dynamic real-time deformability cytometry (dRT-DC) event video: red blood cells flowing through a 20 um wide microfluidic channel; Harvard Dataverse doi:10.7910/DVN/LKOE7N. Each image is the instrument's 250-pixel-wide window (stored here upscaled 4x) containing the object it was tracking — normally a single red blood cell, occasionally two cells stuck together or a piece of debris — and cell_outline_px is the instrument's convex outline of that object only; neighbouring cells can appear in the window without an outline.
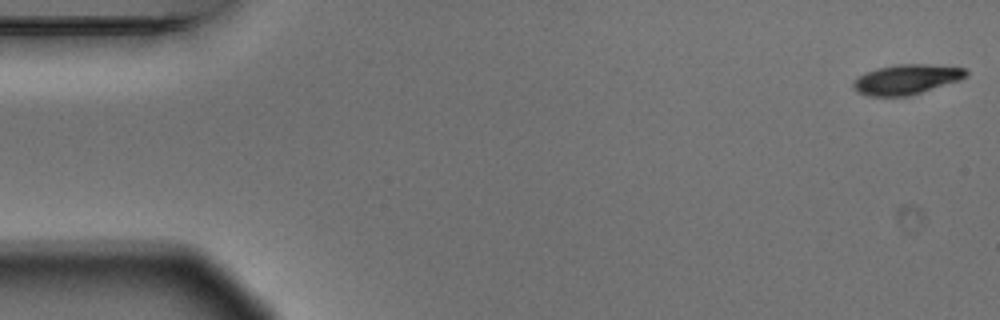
{"species": "Egyptian fruit bat (a non-hibernating species)", "species_latin": "Rousettus aegyptiacus", "temperature_condition": "warm", "stored_images_in_passage": 5, "camera_frame_rate_fps": 3000, "um_per_image_px": 0.085, "animal": {"sex": "male"}, "frame": {"image": 1, "passage_image": 1, "time_ms": 0.0, "image_size_px": [1000, 320], "cell_outline_px": [[968, 76], [960, 80], [908, 96], [868, 96], [852, 88], [852, 84], [860, 76], [868, 72], [880, 68], [896, 64], [928, 64], [964, 68], [968, 72]], "centroid_in_image_um": [77.09, 6.75], "position_along_channel_um": 7.9, "area_um2": 19.36}}
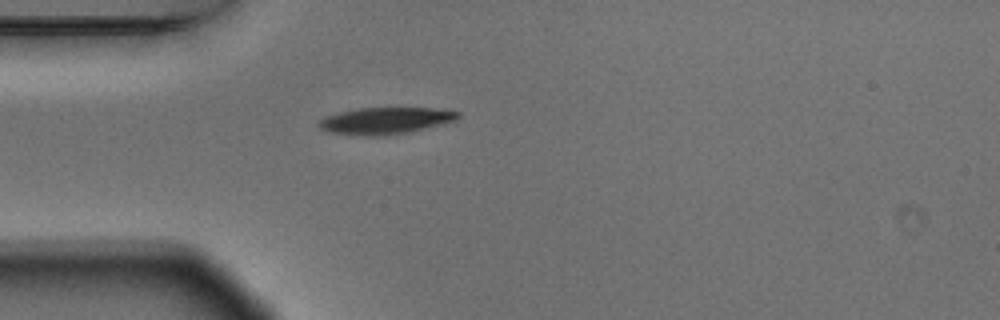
{"frame": {"image": 2, "passage_image": 5, "time_ms": 1.333, "image_size_px": [1000, 320], "cell_outline_px": [[460, 116], [456, 120], [408, 132], [376, 136], [372, 136], [328, 132], [320, 128], [316, 124], [320, 120], [328, 116], [340, 112], [360, 108], [432, 108], [460, 112]], "centroid_in_image_um": [32.75, 10.25], "position_along_channel_um": 52.3, "area_um2": 21.21}}